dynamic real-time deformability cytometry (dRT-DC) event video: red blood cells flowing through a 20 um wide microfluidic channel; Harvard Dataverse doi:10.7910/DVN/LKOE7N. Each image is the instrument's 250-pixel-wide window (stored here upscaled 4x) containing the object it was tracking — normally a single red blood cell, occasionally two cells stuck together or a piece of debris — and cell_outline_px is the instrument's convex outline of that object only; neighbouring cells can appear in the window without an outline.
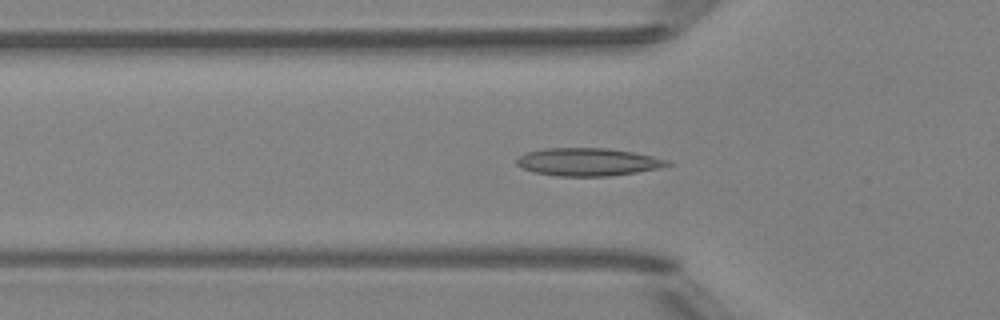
{"species": "Egyptian fruit bat (a non-hibernating species)", "species_latin": "Rousettus aegyptiacus", "temperature_condition": "room temperature", "stored_images_in_passage": 41, "camera_frame_rate_fps": 3000, "um_per_image_px": 0.085, "animal": {"sex": "female"}, "frame": {"image": 1, "passage_image": 11, "time_ms": 3.333, "image_size_px": [1000, 320], "cell_outline_px": [[676, 164], [660, 168], [636, 172], [608, 176], [560, 176], [532, 172], [520, 168], [516, 164], [516, 160], [520, 156], [528, 152], [544, 148], [608, 148], [632, 152], [652, 156], [668, 160]], "centroid_in_image_um": [49.98, 13.77], "position_along_channel_um": 75.8, "area_um2": 24.51}}
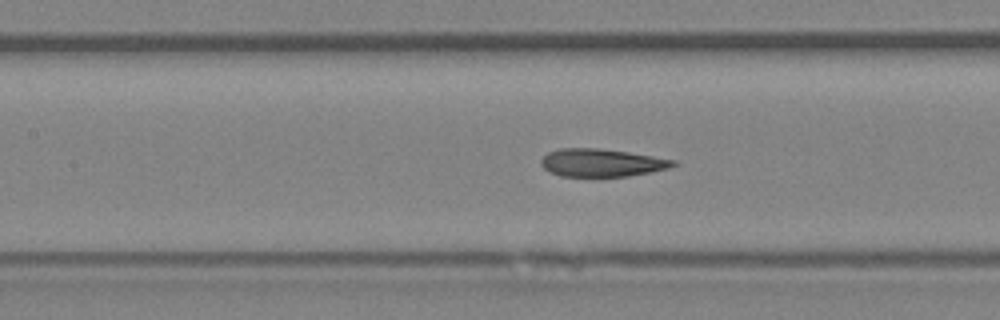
{"frame": {"image": 2, "passage_image": 17, "time_ms": 5.333, "image_size_px": [1000, 320], "cell_outline_px": [[676, 164], [668, 168], [652, 172], [628, 176], [560, 176], [544, 168], [540, 164], [540, 160], [548, 152], [560, 148], [600, 148], [628, 152], [676, 160]], "centroid_in_image_um": [51.13, 13.82], "position_along_channel_um": 156.3, "area_um2": 21.33}}
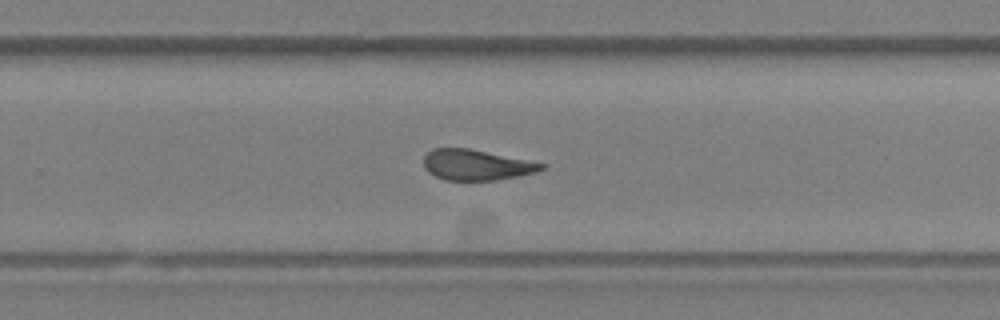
{"frame": {"image": 3, "passage_image": 27, "time_ms": 8.667, "image_size_px": [1000, 320], "cell_outline_px": [[548, 164], [544, 168], [536, 172], [496, 180], [444, 180], [428, 172], [424, 168], [424, 156], [432, 148], [468, 148]], "centroid_in_image_um": [40.47, 14.01], "position_along_channel_um": 289.3, "area_um2": 20.92}, "authors_computed_cell_mechanics": {"area_um2": 22.1374, "velocity_mm_per_s": 4.0125, "shape_relaxation_time_tau1_ms": null, "shape_relaxation_time_tau2_ms": 2.463, "deformation_change_tau1": null, "deformation_change_tau2": 0.0962}}